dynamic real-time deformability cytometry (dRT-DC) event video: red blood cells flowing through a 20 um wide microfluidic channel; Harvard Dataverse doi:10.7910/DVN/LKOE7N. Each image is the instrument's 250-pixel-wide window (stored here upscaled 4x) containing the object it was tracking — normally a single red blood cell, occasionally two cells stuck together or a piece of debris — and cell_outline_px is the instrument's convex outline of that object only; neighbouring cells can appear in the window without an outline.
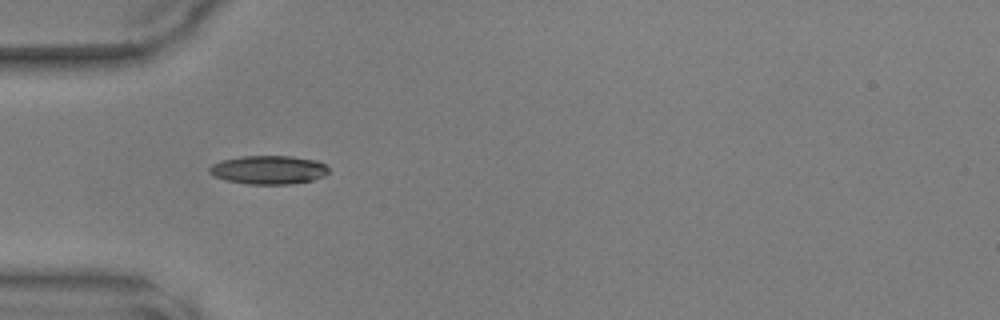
{"species": "common noctule bat (a hibernating species)", "species_latin": "Nyctalus noctula", "temperature_condition": "warm", "stored_images_in_passage": 27, "camera_frame_rate_fps": 3000, "um_per_image_px": 0.085, "animal": {"sex": "male", "body_mass_g": 17.9, "forearm_length_mm": 54.2}, "frame": {"image": 1, "passage_image": 15, "time_ms": 4.667, "image_size_px": [1000, 320], "cell_outline_px": [[328, 172], [324, 176], [312, 180], [292, 184], [248, 184], [224, 180], [208, 172], [208, 168], [212, 164], [220, 160], [240, 156], [292, 156], [316, 160], [324, 164], [328, 168]], "centroid_in_image_um": [22.81, 14.43], "position_along_channel_um": 62.2, "area_um2": 20.0}}